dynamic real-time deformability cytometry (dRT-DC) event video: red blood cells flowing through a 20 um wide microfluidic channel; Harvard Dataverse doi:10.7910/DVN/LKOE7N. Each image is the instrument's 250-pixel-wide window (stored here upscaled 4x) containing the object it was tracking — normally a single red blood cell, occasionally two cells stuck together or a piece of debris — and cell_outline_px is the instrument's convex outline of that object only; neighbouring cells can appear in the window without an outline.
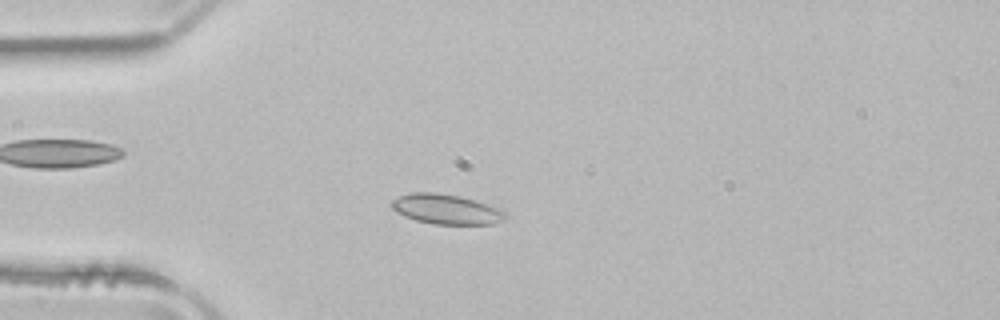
{"species": "common noctule bat (a hibernating species)", "species_latin": "Nyctalus noctula", "temperature_condition": "room temperature", "stored_images_in_passage": 51, "camera_frame_rate_fps": 3000, "um_per_image_px": 0.085, "animal": {"sex": "male", "body_mass_g": 21.5, "forearm_length_mm": 52.0}, "frame": {"image": 1, "passage_image": 13, "time_ms": 4.0, "image_size_px": [1000, 320], "cell_outline_px": [[508, 216], [504, 220], [496, 224], [432, 224], [416, 220], [404, 216], [396, 212], [392, 208], [392, 200], [400, 196], [412, 192], [436, 192], [460, 196], [488, 204], [500, 208]], "centroid_in_image_um": [37.96, 17.79], "position_along_channel_um": 47.0, "area_um2": 19.94}}
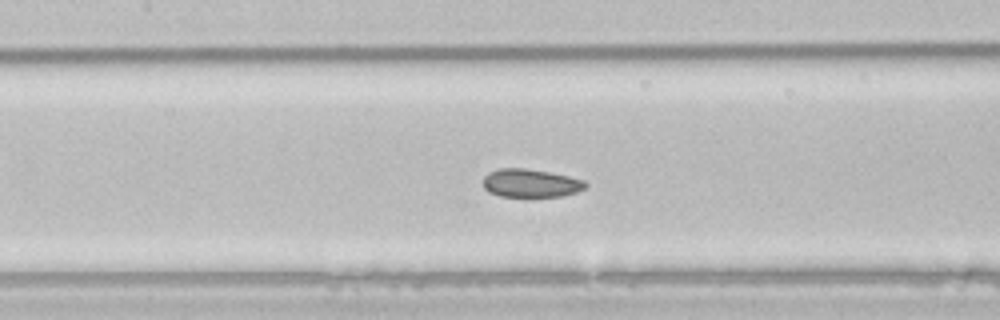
{"frame": {"image": 2, "passage_image": 23, "time_ms": 7.333, "image_size_px": [1000, 320], "cell_outline_px": [[588, 184], [584, 188], [576, 192], [560, 196], [532, 200], [528, 200], [500, 196], [488, 192], [484, 188], [484, 176], [488, 172], [500, 168], [524, 168], [548, 172], [568, 176], [584, 180]], "centroid_in_image_um": [45.08, 15.62], "position_along_channel_um": 162.3, "area_um2": 17.63}}
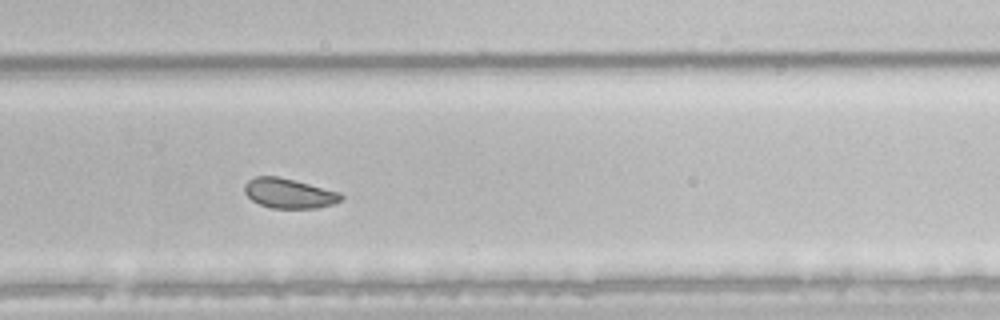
{"frame": {"image": 3, "passage_image": 34, "time_ms": 11.0, "image_size_px": [1000, 320], "cell_outline_px": [[344, 200], [332, 204], [316, 208], [272, 208], [260, 204], [252, 200], [244, 192], [244, 184], [248, 180], [256, 176], [276, 176], [340, 192], [344, 196]], "centroid_in_image_um": [24.57, 16.44], "position_along_channel_um": 305.2, "area_um2": 16.65}, "authors_computed_cell_mechanics": {"area_um2": 18.9006, "velocity_mm_per_s": 3.9221, "shape_relaxation_time_tau1_ms": 2.4311, "shape_relaxation_time_tau2_ms": 2.2705, "deformation_change_tau1": 0.0496, "deformation_change_tau2": 0.0547}}